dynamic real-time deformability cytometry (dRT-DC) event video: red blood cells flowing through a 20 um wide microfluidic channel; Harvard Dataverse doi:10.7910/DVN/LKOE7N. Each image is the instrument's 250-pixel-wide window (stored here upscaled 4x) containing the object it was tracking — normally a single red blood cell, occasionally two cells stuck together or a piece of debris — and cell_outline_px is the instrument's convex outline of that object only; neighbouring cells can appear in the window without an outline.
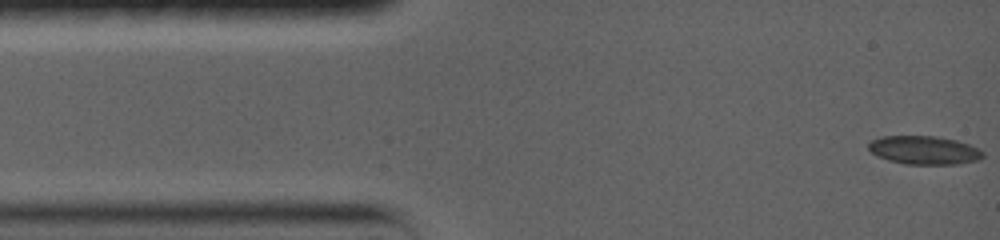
{"species": "common noctule bat (a hibernating species)", "species_latin": "Nyctalus noctula", "temperature_condition": "warm", "stored_images_in_passage": 35, "camera_frame_rate_fps": 5000, "um_per_image_px": 0.085, "animal": {"sex": "female", "body_mass_g": 19.0, "forearm_length_mm": 56.7}, "frame": {"image": 1, "passage_image": 1, "time_ms": 0.0, "image_size_px": [1000, 240], "cell_outline_px": [[984, 156], [976, 160], [956, 164], [904, 164], [888, 160], [872, 152], [868, 148], [868, 144], [872, 140], [880, 136], [936, 136], [956, 140], [968, 144], [984, 152]], "centroid_in_image_um": [78.54, 12.76], "position_along_channel_um": 6.5, "area_um2": 18.79}}
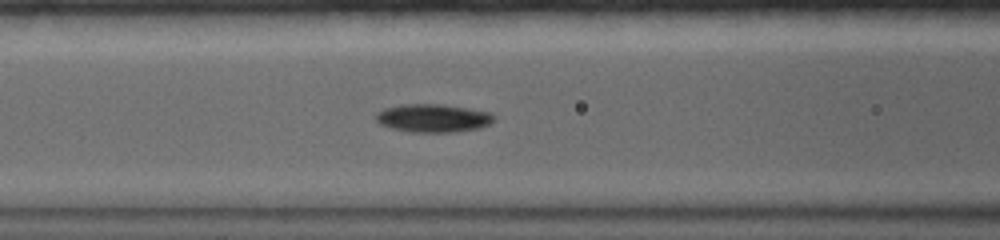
{"frame": {"image": 2, "passage_image": 10, "time_ms": 5.4, "image_size_px": [1000, 240], "cell_outline_px": [[496, 116], [488, 124], [480, 128], [452, 132], [412, 132], [392, 128], [380, 124], [376, 120], [376, 112], [384, 108], [400, 104], [440, 104], [492, 112]], "centroid_in_image_um": [36.79, 10.03], "position_along_channel_um": 129.8, "area_um2": 19.36}}
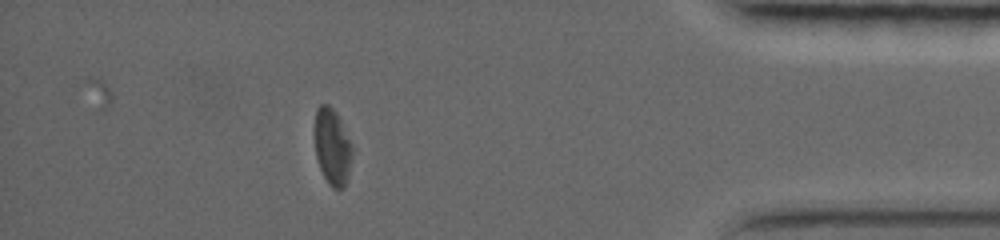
{"frame": {"image": 3, "passage_image": 26, "time_ms": 14.0, "image_size_px": [1000, 240], "cell_outline_px": [[344, 184], [340, 188], [336, 188], [324, 176], [316, 152], [316, 112], [320, 104], [324, 104], [336, 116], [344, 140]], "centroid_in_image_um": [28.05, 12.42], "position_along_channel_um": 407.1, "area_um2": 13.01}, "authors_computed_cell_mechanics": {"area_um2": 16.184, "velocity_mm_per_s": 3.7308, "shape_relaxation_time_tau1_ms": 1.9448, "shape_relaxation_time_tau2_ms": null, "deformation_change_tau1": 0.0991, "deformation_change_tau2": null}}